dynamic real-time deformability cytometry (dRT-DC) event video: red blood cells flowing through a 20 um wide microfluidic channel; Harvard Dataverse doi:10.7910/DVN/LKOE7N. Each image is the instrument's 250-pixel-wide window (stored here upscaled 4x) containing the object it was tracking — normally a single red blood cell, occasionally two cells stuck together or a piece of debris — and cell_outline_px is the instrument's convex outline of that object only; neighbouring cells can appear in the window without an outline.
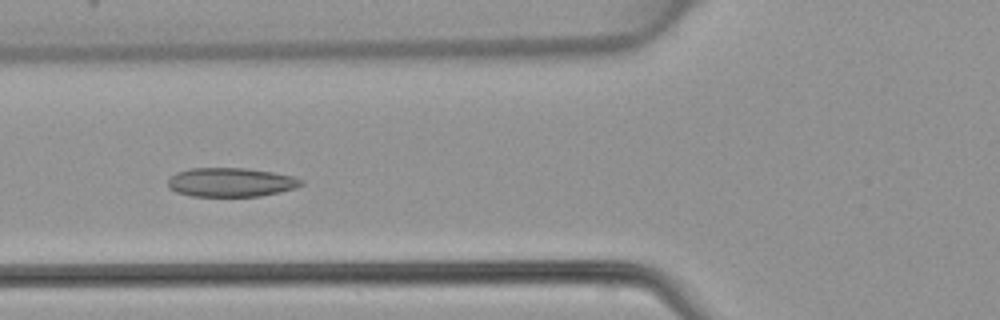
{"species": "common noctule bat (a hibernating species)", "species_latin": "Nyctalus noctula", "temperature_condition": "warm", "stored_images_in_passage": 31, "camera_frame_rate_fps": 3000, "um_per_image_px": 0.085, "animal": {"sex": "female", "body_mass_g": 22.7, "forearm_length_mm": 54.2}, "frame": {"image": 1, "passage_image": 11, "time_ms": 3.333, "image_size_px": [1000, 320], "cell_outline_px": [[304, 184], [296, 188], [280, 192], [260, 196], [192, 196], [176, 192], [168, 188], [168, 180], [176, 172], [188, 168], [248, 168], [272, 172], [292, 176], [304, 180]], "centroid_in_image_um": [19.63, 15.49], "position_along_channel_um": 106.2, "area_um2": 22.66}}
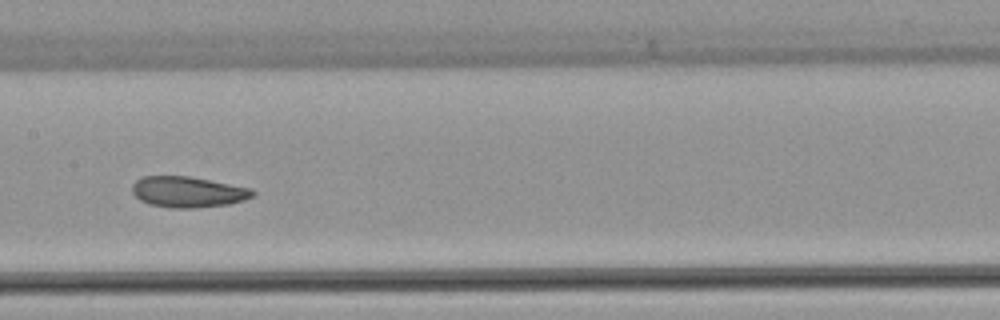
{"frame": {"image": 2, "passage_image": 17, "time_ms": 5.333, "image_size_px": [1000, 320], "cell_outline_px": [[256, 192], [252, 196], [244, 200], [228, 204], [192, 208], [172, 208], [148, 204], [140, 200], [132, 192], [132, 184], [136, 180], [144, 176], [192, 176], [252, 188]], "centroid_in_image_um": [15.98, 16.3], "position_along_channel_um": 191.4, "area_um2": 21.79}}
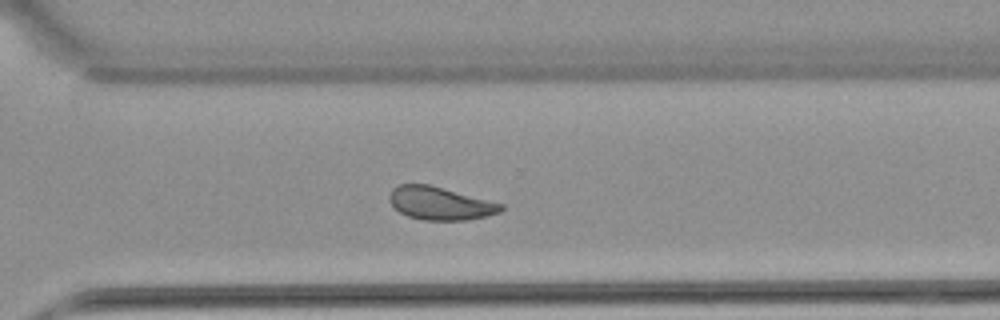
{"frame": {"image": 3, "passage_image": 27, "time_ms": 8.667, "image_size_px": [1000, 320], "cell_outline_px": [[504, 208], [500, 212], [488, 216], [468, 220], [424, 220], [408, 216], [400, 212], [388, 200], [388, 196], [392, 188], [400, 184], [428, 184], [504, 204]], "centroid_in_image_um": [37.41, 17.29], "position_along_channel_um": 333.2, "area_um2": 21.44}}